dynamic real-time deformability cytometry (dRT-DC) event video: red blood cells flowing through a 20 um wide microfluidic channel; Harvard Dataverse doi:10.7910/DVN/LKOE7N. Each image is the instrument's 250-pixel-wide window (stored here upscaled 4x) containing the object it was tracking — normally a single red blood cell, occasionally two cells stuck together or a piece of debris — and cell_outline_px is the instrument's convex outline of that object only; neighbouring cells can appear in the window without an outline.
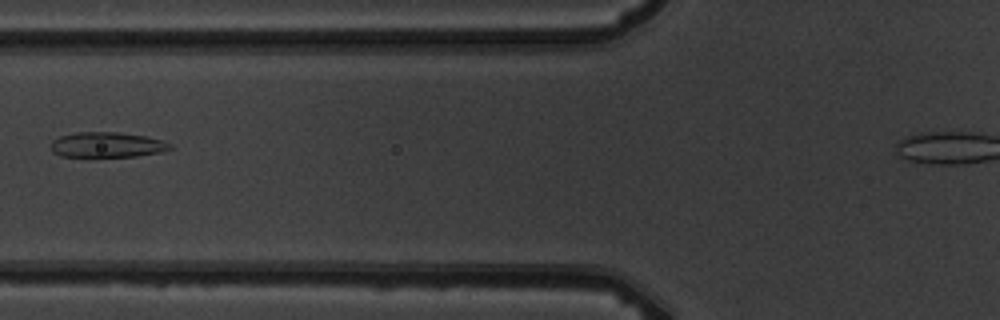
{"species": "common noctule bat (a hibernating species)", "species_latin": "Nyctalus noctula", "temperature_condition": "warm", "stored_images_in_passage": 2, "camera_frame_rate_fps": 3000, "um_per_image_px": 0.085, "animal": {"sex": "male", "body_mass_g": 19.5, "forearm_length_mm": 54.6}, "frame": {"image": 1, "passage_image": 2, "time_ms": 1.0, "image_size_px": [1000, 320], "cell_outline_px": [[172, 148], [160, 152], [136, 156], [92, 160], [60, 156], [52, 152], [48, 144], [52, 140], [60, 136], [76, 132], [116, 132], [144, 136], [164, 140], [172, 144]], "centroid_in_image_um": [9.01, 12.36], "position_along_channel_um": 116.8, "area_um2": 18.67}}